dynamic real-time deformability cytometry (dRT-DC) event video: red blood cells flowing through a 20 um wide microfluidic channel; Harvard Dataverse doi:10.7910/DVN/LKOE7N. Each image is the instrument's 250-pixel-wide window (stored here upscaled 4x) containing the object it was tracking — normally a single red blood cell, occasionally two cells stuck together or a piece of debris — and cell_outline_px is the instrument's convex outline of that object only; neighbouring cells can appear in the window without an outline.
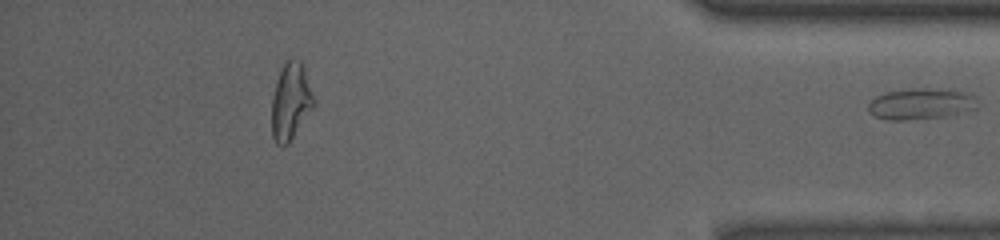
{"species": "common noctule bat (a hibernating species)", "species_latin": "Nyctalus noctula", "temperature_condition": "room temperature", "stored_images_in_passage": 48, "segment_of_instrument_passage": [2, 2], "camera_frame_rate_fps": 3000, "um_per_image_px": 0.085, "animal": {"sex": "male", "body_mass_g": 13.0, "forearm_length_mm": 53.1}, "frame": {"image": 1, "passage_image": 48, "time_ms": 15.667, "image_size_px": [1000, 240], "cell_outline_px": [[980, 108], [948, 116], [908, 120], [888, 120], [876, 116], [868, 112], [868, 104], [876, 96], [888, 92], [908, 88], [948, 88], [980, 96]], "centroid_in_image_um": [78.4, 8.81], "position_along_channel_um": 356.8, "area_um2": 20.52}}